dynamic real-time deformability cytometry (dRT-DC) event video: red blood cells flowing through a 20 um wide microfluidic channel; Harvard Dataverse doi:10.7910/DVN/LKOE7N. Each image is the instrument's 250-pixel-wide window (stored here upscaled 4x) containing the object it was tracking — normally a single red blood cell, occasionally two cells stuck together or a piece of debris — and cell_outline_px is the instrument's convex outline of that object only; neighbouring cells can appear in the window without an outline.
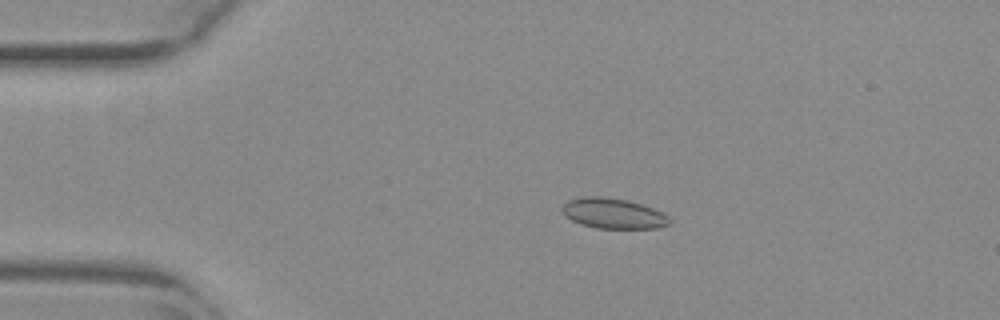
{"species": "common noctule bat (a hibernating species)", "species_latin": "Nyctalus noctula", "temperature_condition": "warm", "stored_images_in_passage": 43, "camera_frame_rate_fps": 3000, "um_per_image_px": 0.085, "animal": {"sex": "female", "body_mass_g": 29.2, "forearm_length_mm": 56.3}, "frame": {"image": 1, "passage_image": 12, "time_ms": 3.667, "image_size_px": [1000, 320], "cell_outline_px": [[672, 220], [668, 224], [656, 228], [596, 228], [580, 224], [564, 216], [560, 208], [568, 200], [580, 196], [604, 196], [628, 200], [652, 208], [668, 216]], "centroid_in_image_um": [52.07, 18.13], "position_along_channel_um": 32.9, "area_um2": 19.07}}
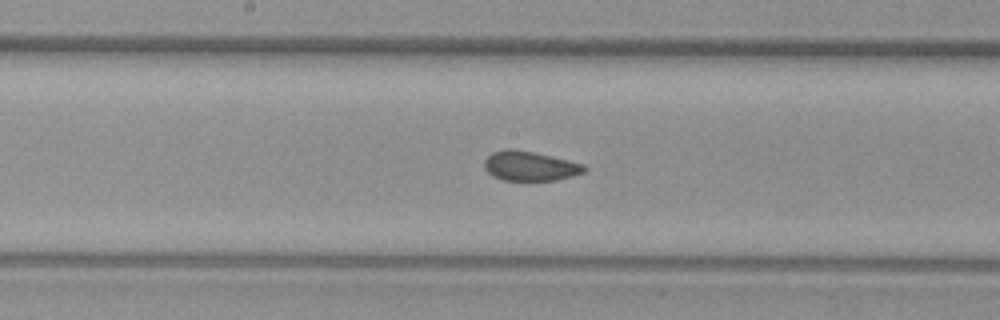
{"frame": {"image": 2, "passage_image": 29, "time_ms": 9.333, "image_size_px": [1000, 320], "cell_outline_px": [[588, 168], [584, 172], [572, 176], [556, 180], [500, 180], [492, 176], [484, 168], [484, 160], [492, 152], [504, 148], [512, 148], [536, 152], [584, 164]], "centroid_in_image_um": [45.02, 14.1], "position_along_channel_um": 203.2, "area_um2": 17.46}}
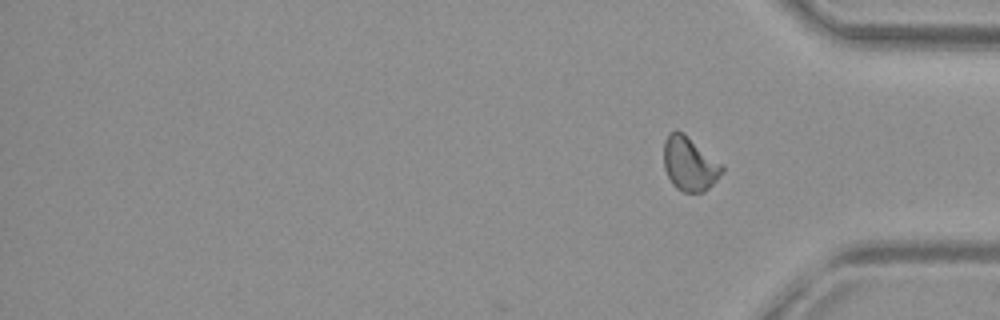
{"frame": {"image": 3, "passage_image": 43, "time_ms": 14.0, "image_size_px": [1000, 320], "cell_outline_px": [[724, 172], [704, 192], [684, 192], [676, 188], [672, 184], [664, 168], [664, 140], [668, 132], [676, 128], [684, 132], [724, 164]], "centroid_in_image_um": [58.62, 13.88], "position_along_channel_um": 376.6, "area_um2": 18.84}, "authors_computed_cell_mechanics": {"area_um2": 18.2648, "velocity_mm_per_s": 3.837, "shape_relaxation_time_tau1_ms": null, "shape_relaxation_time_tau2_ms": 1.1474, "deformation_change_tau1": null, "deformation_change_tau2": 0.0495}}